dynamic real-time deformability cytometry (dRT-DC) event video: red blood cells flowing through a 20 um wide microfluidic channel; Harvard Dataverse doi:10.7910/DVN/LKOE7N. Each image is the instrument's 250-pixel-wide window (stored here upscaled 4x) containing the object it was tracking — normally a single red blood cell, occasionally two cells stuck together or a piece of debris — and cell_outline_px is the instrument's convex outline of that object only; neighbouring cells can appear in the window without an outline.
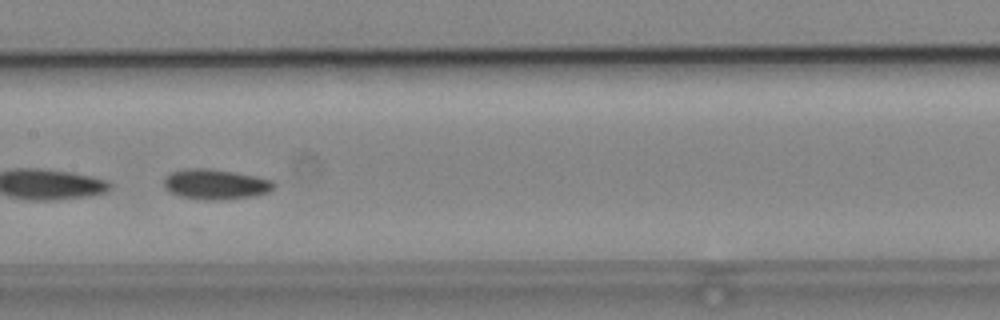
{"species": "common noctule bat (a hibernating species)", "species_latin": "Nyctalus noctula", "temperature_condition": "cold", "stored_images_in_passage": 9, "camera_frame_rate_fps": 3000, "um_per_image_px": 0.085, "animal": {"sex": "male", "body_mass_g": 19.2, "forearm_length_mm": 51.8}, "frame": {"image": 1, "passage_image": 8, "time_ms": 8.0, "image_size_px": [1000, 320], "cell_outline_px": [[276, 184], [268, 192], [256, 196], [224, 200], [208, 200], [180, 196], [164, 188], [164, 180], [172, 172], [184, 168], [208, 168], [232, 172], [272, 180]], "centroid_in_image_um": [18.32, 15.67], "position_along_channel_um": 189.1, "area_um2": 19.19}}
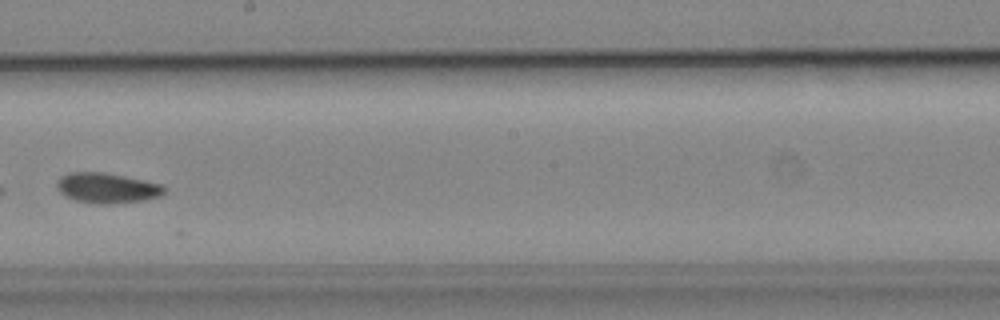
{"frame": {"image": 2, "passage_image": 9, "time_ms": 9.333, "image_size_px": [1000, 320], "cell_outline_px": [[168, 188], [160, 196], [144, 200], [112, 204], [100, 204], [76, 200], [60, 192], [56, 184], [60, 176], [68, 172], [104, 172], [124, 176], [160, 184]], "centroid_in_image_um": [9.1, 15.97], "position_along_channel_um": 239.1, "area_um2": 18.79}}